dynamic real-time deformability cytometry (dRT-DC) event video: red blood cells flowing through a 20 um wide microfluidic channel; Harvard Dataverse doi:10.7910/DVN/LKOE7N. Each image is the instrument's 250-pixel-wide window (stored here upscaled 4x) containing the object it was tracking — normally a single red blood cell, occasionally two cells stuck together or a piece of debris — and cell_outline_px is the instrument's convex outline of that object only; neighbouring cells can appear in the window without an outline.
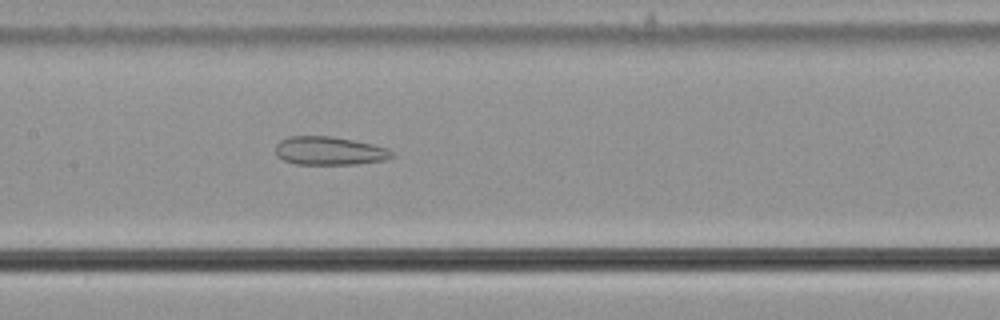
{"species": "common noctule bat (a hibernating species)", "species_latin": "Nyctalus noctula", "temperature_condition": "cold", "stored_images_in_passage": 43, "camera_frame_rate_fps": 3000, "um_per_image_px": 0.085, "animal": {"sex": "male", "body_mass_g": 21.5, "forearm_length_mm": 52.0}, "frame": {"image": 1, "passage_image": 14, "time_ms": 4.333, "image_size_px": [1000, 320], "cell_outline_px": [[396, 156], [384, 160], [356, 164], [296, 164], [284, 160], [276, 156], [276, 144], [280, 140], [288, 136], [332, 136], [372, 144], [388, 148]], "centroid_in_image_um": [27.99, 12.82], "position_along_channel_um": 179.4, "area_um2": 19.31}}
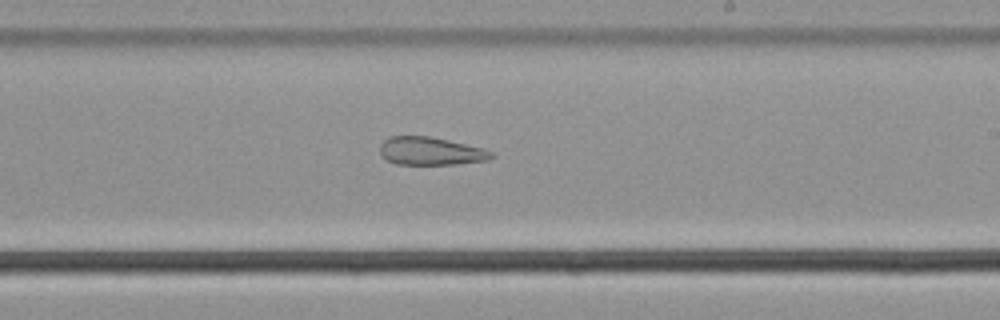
{"frame": {"image": 2, "passage_image": 20, "time_ms": 6.333, "image_size_px": [1000, 320], "cell_outline_px": [[492, 156], [488, 160], [456, 164], [396, 164], [380, 156], [380, 144], [388, 136], [428, 136], [448, 140], [484, 148], [492, 152]], "centroid_in_image_um": [36.57, 12.84], "position_along_channel_um": 252.4, "area_um2": 18.15}}
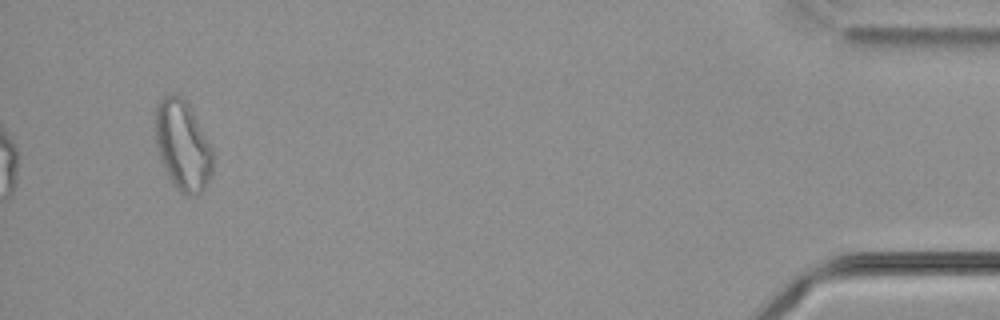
{"frame": {"image": 3, "passage_image": 40, "time_ms": 13.0, "image_size_px": [1000, 320], "cell_outline_px": [[212, 172], [204, 188], [196, 196], [188, 196], [180, 192], [176, 188], [168, 176], [164, 168], [156, 144], [156, 108], [160, 100], [164, 96], [172, 92], [180, 96], [188, 104], [212, 148]], "centroid_in_image_um": [15.52, 12.38], "position_along_channel_um": 419.7, "area_um2": 29.71}, "authors_computed_cell_mechanics": {"area_um2": 23.3512, "velocity_mm_per_s": 3.6731, "shape_relaxation_time_tau1_ms": null, "shape_relaxation_time_tau2_ms": 4.6163, "deformation_change_tau1": null, "deformation_change_tau2": 0.145}}